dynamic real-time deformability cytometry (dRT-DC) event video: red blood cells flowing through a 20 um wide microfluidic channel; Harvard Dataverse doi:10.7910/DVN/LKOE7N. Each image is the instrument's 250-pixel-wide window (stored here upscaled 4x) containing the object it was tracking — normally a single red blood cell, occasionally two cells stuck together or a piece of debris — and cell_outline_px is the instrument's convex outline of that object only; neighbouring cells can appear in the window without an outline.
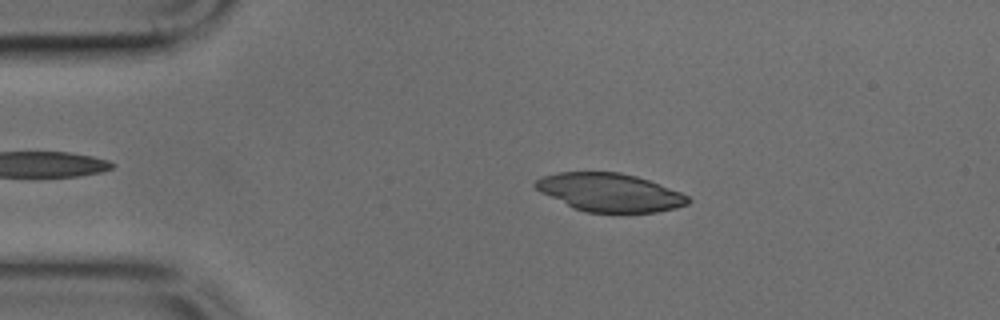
{"species": "common noctule bat (a hibernating species)", "species_latin": "Nyctalus noctula", "temperature_condition": "cold", "stored_images_in_passage": 19, "camera_frame_rate_fps": 3000, "um_per_image_px": 0.085, "animal": {"sex": "male", "body_mass_g": 17.9, "forearm_length_mm": 54.2}, "frame": {"image": 1, "passage_image": 8, "time_ms": 2.333, "image_size_px": [1000, 320], "cell_outline_px": [[692, 200], [688, 204], [676, 208], [656, 212], [588, 212], [576, 208], [540, 192], [532, 184], [536, 180], [544, 176], [556, 172], [620, 172], [636, 176], [648, 180], [680, 192], [688, 196]], "centroid_in_image_um": [51.84, 16.35], "position_along_channel_um": 33.2, "area_um2": 33.64}}